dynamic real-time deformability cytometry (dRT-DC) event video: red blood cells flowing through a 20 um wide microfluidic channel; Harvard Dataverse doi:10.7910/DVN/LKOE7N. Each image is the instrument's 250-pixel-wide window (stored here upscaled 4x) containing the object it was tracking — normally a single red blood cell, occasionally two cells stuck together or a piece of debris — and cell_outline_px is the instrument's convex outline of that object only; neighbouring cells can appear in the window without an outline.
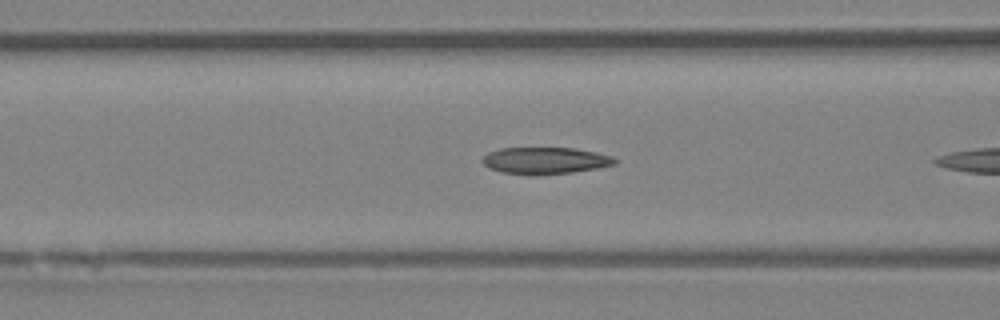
{"species": "Egyptian fruit bat (a non-hibernating species)", "species_latin": "Rousettus aegyptiacus", "temperature_condition": "room temperature", "stored_images_in_passage": 17, "camera_frame_rate_fps": 3000, "um_per_image_px": 0.085, "animal": {"sex": "female"}, "frame": {"image": 1, "passage_image": 12, "time_ms": 3.667, "image_size_px": [1000, 320], "cell_outline_px": [[620, 160], [616, 164], [596, 168], [572, 172], [500, 172], [488, 168], [480, 160], [488, 152], [500, 148], [576, 148], [596, 152], [612, 156]], "centroid_in_image_um": [46.37, 13.6], "position_along_channel_um": 120.2, "area_um2": 19.94}}
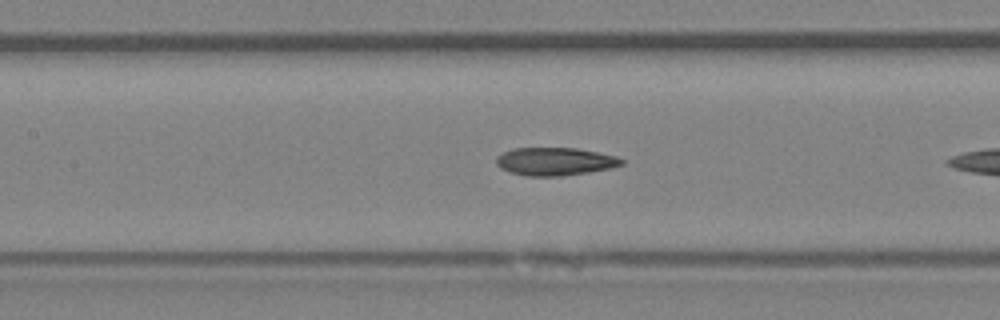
{"frame": {"image": 2, "passage_image": 15, "time_ms": 4.667, "image_size_px": [1000, 320], "cell_outline_px": [[624, 164], [612, 168], [588, 172], [560, 176], [524, 176], [500, 168], [496, 164], [496, 156], [512, 148], [576, 148], [616, 156], [624, 160]], "centroid_in_image_um": [47.17, 13.72], "position_along_channel_um": 160.2, "area_um2": 20.4}}